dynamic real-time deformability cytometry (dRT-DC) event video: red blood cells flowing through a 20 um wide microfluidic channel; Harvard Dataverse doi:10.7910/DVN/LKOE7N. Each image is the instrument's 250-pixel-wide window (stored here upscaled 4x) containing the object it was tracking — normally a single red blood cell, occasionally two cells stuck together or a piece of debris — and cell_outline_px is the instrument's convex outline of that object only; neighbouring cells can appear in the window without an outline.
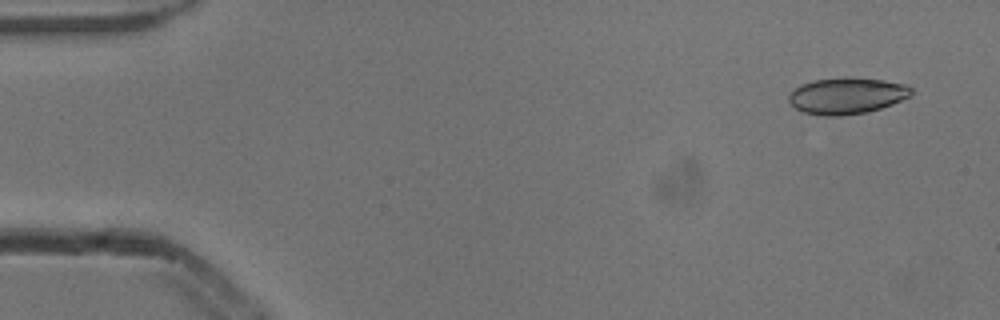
{"species": "common noctule bat (a hibernating species)", "species_latin": "Nyctalus noctula", "temperature_condition": "cold", "stored_images_in_passage": 4, "camera_frame_rate_fps": 3000, "um_per_image_px": 0.085, "animal": {"sex": "male", "body_mass_g": 13.3}, "frame": {"image": 1, "passage_image": 1, "time_ms": 0.0, "image_size_px": [1000, 320], "cell_outline_px": [[912, 92], [908, 96], [892, 104], [868, 112], [840, 116], [824, 116], [804, 112], [796, 108], [788, 100], [788, 96], [800, 84], [812, 80], [844, 76], [848, 76], [880, 80], [908, 84], [912, 88]], "centroid_in_image_um": [71.97, 8.12], "position_along_channel_um": 13.0, "area_um2": 26.07}}